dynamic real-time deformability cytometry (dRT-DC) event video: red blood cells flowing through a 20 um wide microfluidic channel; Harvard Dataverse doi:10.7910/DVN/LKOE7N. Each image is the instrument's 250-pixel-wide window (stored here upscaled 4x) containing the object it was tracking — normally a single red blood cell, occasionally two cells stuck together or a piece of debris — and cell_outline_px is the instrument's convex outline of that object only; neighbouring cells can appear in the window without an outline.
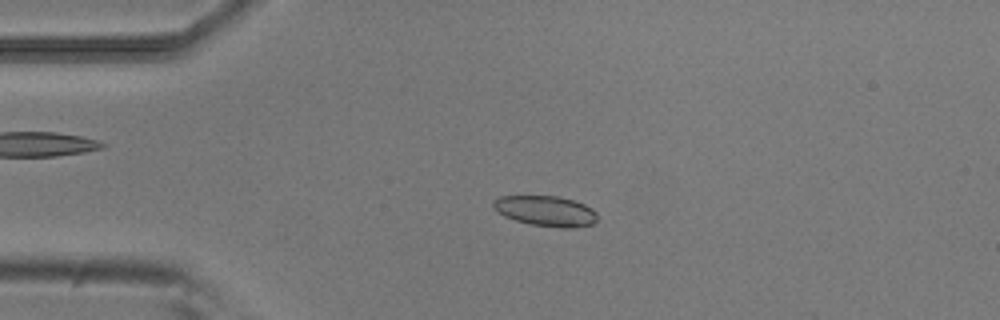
{"species": "common noctule bat (a hibernating species)", "species_latin": "Nyctalus noctula", "temperature_condition": "room temperature", "stored_images_in_passage": 46, "camera_frame_rate_fps": 3000, "um_per_image_px": 0.085, "animal": {"sex": "male", "body_mass_g": 20.5, "forearm_length_mm": 52.5}, "frame": {"image": 1, "passage_image": 12, "time_ms": 3.667, "image_size_px": [1000, 320], "cell_outline_px": [[596, 220], [592, 224], [576, 228], [564, 228], [532, 224], [516, 220], [504, 216], [492, 208], [492, 200], [500, 196], [556, 196], [572, 200], [584, 204], [592, 208], [596, 212]], "centroid_in_image_um": [46.37, 17.93], "position_along_channel_um": 38.6, "area_um2": 18.38}}
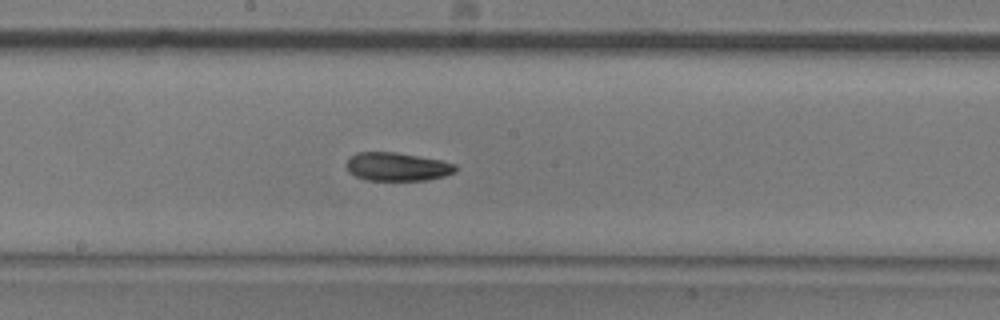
{"frame": {"image": 2, "passage_image": 28, "time_ms": 9.0, "image_size_px": [1000, 320], "cell_outline_px": [[456, 172], [444, 176], [428, 180], [364, 180], [348, 172], [348, 160], [356, 152], [396, 152], [440, 160], [456, 164]], "centroid_in_image_um": [33.78, 14.17], "position_along_channel_um": 214.4, "area_um2": 17.98}}
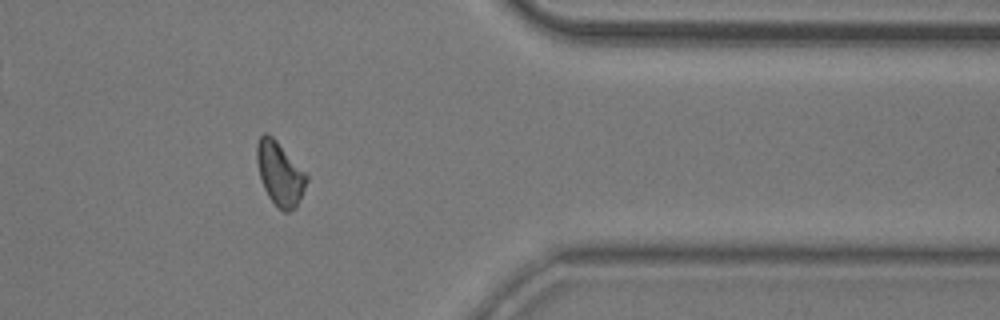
{"frame": {"image": 3, "passage_image": 43, "time_ms": 14.0, "image_size_px": [1000, 320], "cell_outline_px": [[308, 180], [296, 208], [288, 212], [284, 212], [268, 196], [260, 180], [256, 160], [256, 144], [260, 136], [264, 132], [268, 132], [276, 140], [308, 176]], "centroid_in_image_um": [23.76, 14.74], "position_along_channel_um": 387.6, "area_um2": 18.32}, "authors_computed_cell_mechanics": {"area_um2": 18.5249, "velocity_mm_per_s": 3.8166, "shape_relaxation_time_tau1_ms": 3.3674, "shape_relaxation_time_tau2_ms": 9.4318, "deformation_change_tau1": 0.1079, "deformation_change_tau2": 0.1924}}